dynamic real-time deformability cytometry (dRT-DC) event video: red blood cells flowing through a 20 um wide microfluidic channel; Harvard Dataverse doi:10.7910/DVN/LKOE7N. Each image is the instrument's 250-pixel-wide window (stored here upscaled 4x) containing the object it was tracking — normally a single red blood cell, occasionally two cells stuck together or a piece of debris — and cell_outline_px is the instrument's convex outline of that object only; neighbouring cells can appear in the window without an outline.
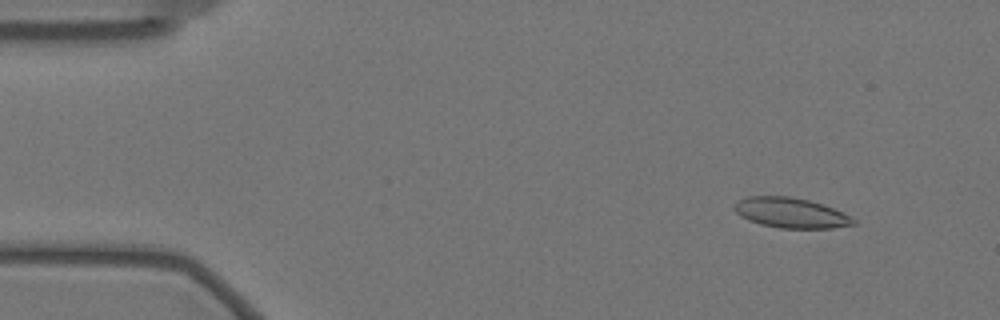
{"species": "Egyptian fruit bat (a non-hibernating species)", "species_latin": "Rousettus aegyptiacus", "temperature_condition": "warm", "stored_images_in_passage": 58, "camera_frame_rate_fps": 3000, "um_per_image_px": 0.085, "animal": {"sex": "female"}, "frame": {"image": 1, "passage_image": 6, "time_ms": 1.667, "image_size_px": [1000, 320], "cell_outline_px": [[856, 224], [832, 228], [780, 228], [760, 224], [748, 220], [740, 216], [736, 212], [736, 200], [748, 196], [792, 196], [808, 200], [832, 208], [856, 220]], "centroid_in_image_um": [67.19, 18.09], "position_along_channel_um": 17.8, "area_um2": 20.69}}
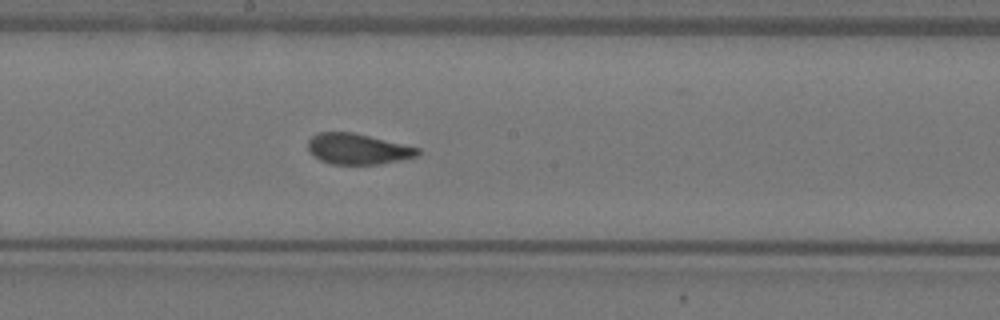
{"frame": {"image": 2, "passage_image": 31, "time_ms": 10.0, "image_size_px": [1000, 320], "cell_outline_px": [[420, 152], [416, 156], [380, 164], [332, 164], [320, 160], [312, 156], [308, 148], [308, 140], [312, 136], [320, 132], [352, 132], [420, 148]], "centroid_in_image_um": [30.37, 12.66], "position_along_channel_um": 217.8, "area_um2": 19.48}}
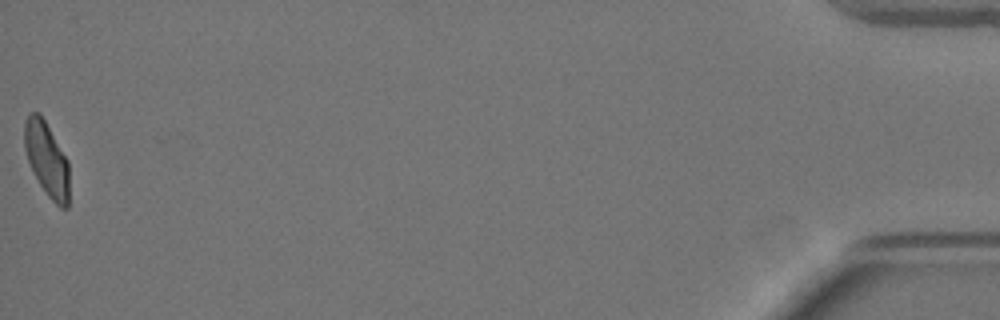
{"frame": {"image": 3, "passage_image": 58, "time_ms": 19.0, "image_size_px": [1000, 320], "cell_outline_px": [[68, 208], [60, 208], [48, 196], [40, 184], [28, 160], [24, 148], [24, 124], [28, 112], [40, 112], [68, 160]], "centroid_in_image_um": [3.96, 13.49], "position_along_channel_um": 431.2, "area_um2": 19.25}, "authors_computed_cell_mechanics": {"area_um2": 20.519, "velocity_mm_per_s": 3.4957, "shape_relaxation_time_tau1_ms": 6.7418, "shape_relaxation_time_tau2_ms": 0.8655, "deformation_change_tau1": 0.1819, "deformation_change_tau2": 0.0571}}